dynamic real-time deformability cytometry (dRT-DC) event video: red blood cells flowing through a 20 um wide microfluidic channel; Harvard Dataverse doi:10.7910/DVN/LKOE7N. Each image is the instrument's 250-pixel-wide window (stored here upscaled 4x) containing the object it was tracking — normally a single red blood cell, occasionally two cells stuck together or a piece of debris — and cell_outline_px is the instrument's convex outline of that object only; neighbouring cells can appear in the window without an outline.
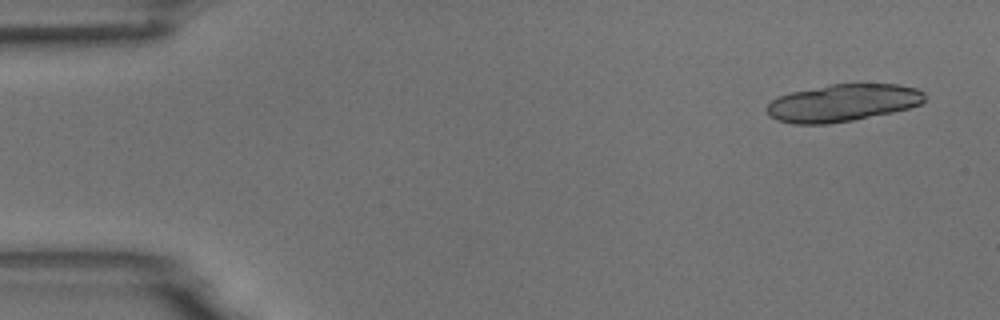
{"species": "common noctule bat (a hibernating species)", "species_latin": "Nyctalus noctula", "temperature_condition": "room temperature", "stored_images_in_passage": 5, "camera_frame_rate_fps": 3000, "um_per_image_px": 0.085, "animal": {"sex": "male", "body_mass_g": 18.8}, "frame": {"image": 1, "passage_image": 1, "time_ms": 0.0, "image_size_px": [1000, 320], "cell_outline_px": [[924, 100], [920, 104], [908, 108], [892, 112], [852, 120], [828, 124], [792, 124], [776, 120], [768, 116], [764, 108], [776, 96], [792, 92], [832, 84], [900, 84], [916, 88], [924, 92]], "centroid_in_image_um": [71.57, 8.75], "position_along_channel_um": 13.4, "area_um2": 34.39}}